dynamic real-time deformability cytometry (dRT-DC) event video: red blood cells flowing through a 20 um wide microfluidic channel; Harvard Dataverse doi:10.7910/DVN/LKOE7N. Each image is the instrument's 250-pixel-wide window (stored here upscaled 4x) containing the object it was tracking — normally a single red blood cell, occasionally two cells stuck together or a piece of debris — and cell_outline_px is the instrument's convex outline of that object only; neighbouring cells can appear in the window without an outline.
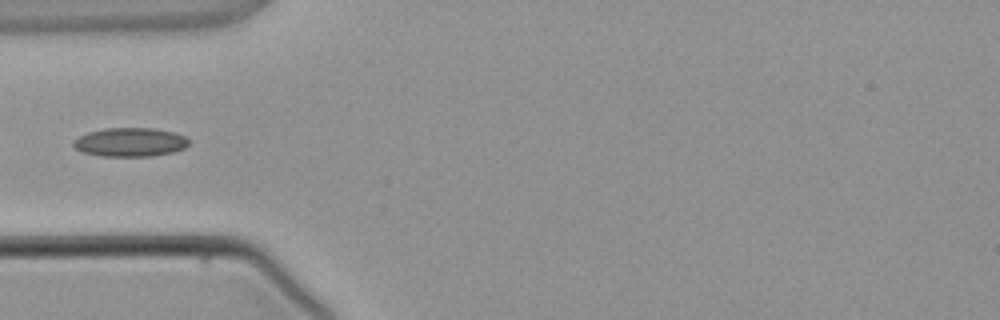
{"species": "common noctule bat (a hibernating species)", "species_latin": "Nyctalus noctula", "temperature_condition": "warm", "stored_images_in_passage": 4, "camera_frame_rate_fps": 3000, "um_per_image_px": 0.085, "animal": {"sex": "male", "body_mass_g": 21.5, "forearm_length_mm": 52.0}, "frame": {"image": 1, "passage_image": 3, "time_ms": 3.667, "image_size_px": [1000, 320], "cell_outline_px": [[188, 144], [184, 148], [172, 152], [152, 156], [100, 156], [80, 152], [72, 144], [72, 140], [88, 132], [104, 128], [156, 128], [176, 132], [184, 136], [188, 140]], "centroid_in_image_um": [11.04, 12.08], "position_along_channel_um": 74.0, "area_um2": 19.54}}
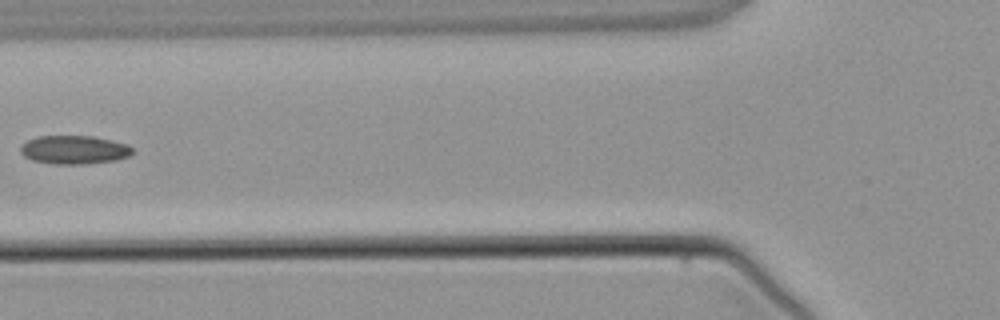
{"frame": {"image": 2, "passage_image": 4, "time_ms": 4.667, "image_size_px": [1000, 320], "cell_outline_px": [[132, 152], [128, 156], [116, 160], [88, 164], [56, 164], [32, 160], [24, 156], [20, 152], [20, 148], [28, 140], [36, 136], [92, 136], [112, 140], [128, 144], [132, 148]], "centroid_in_image_um": [6.31, 12.73], "position_along_channel_um": 119.5, "area_um2": 18.61}}